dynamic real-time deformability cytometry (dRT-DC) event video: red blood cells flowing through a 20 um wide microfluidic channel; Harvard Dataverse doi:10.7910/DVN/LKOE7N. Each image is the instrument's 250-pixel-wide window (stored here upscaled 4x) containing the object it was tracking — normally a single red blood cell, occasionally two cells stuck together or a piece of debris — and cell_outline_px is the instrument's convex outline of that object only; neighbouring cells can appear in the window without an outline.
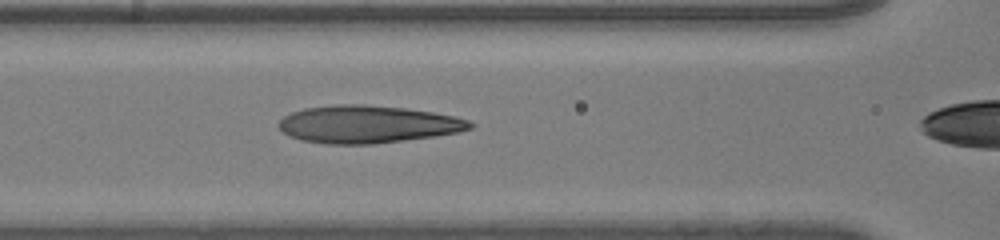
{"species": "human", "species_latin": "Homo sapiens", "temperature_condition": "room temperature", "stored_images_in_passage": 28, "camera_frame_rate_fps": 3000, "um_per_image_px": 0.085, "donor": {"sex": "male"}, "frame": {"image": 1, "passage_image": 5, "time_ms": 1.333, "image_size_px": [1000, 240], "cell_outline_px": [[476, 124], [472, 128], [460, 132], [436, 136], [372, 144], [328, 144], [300, 140], [288, 136], [276, 124], [284, 116], [292, 112], [304, 108], [336, 104], [364, 104], [404, 108], [432, 112], [456, 116], [468, 120]], "centroid_in_image_um": [31.25, 10.56], "position_along_channel_um": 135.3, "area_um2": 42.08}}
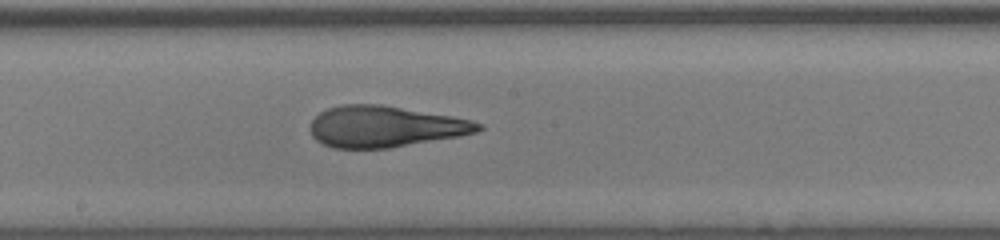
{"frame": {"image": 2, "passage_image": 11, "time_ms": 3.333, "image_size_px": [1000, 240], "cell_outline_px": [[484, 128], [476, 132], [460, 136], [388, 148], [332, 148], [316, 140], [312, 136], [312, 120], [320, 112], [328, 108], [340, 104], [380, 104], [452, 116], [472, 120], [484, 124]], "centroid_in_image_um": [32.75, 10.75], "position_along_channel_um": 215.5, "area_um2": 40.23}}
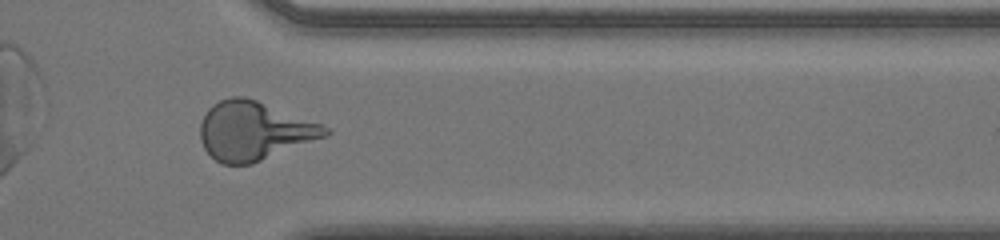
{"frame": {"image": 3, "passage_image": 24, "time_ms": 7.667, "image_size_px": [1000, 240], "cell_outline_px": [[332, 132], [324, 136], [252, 164], [220, 164], [204, 148], [200, 140], [200, 124], [208, 108], [212, 104], [220, 100], [232, 96], [244, 96], [256, 100], [324, 124]], "centroid_in_image_um": [21.57, 11.11], "position_along_channel_um": 389.8, "area_um2": 42.48}}